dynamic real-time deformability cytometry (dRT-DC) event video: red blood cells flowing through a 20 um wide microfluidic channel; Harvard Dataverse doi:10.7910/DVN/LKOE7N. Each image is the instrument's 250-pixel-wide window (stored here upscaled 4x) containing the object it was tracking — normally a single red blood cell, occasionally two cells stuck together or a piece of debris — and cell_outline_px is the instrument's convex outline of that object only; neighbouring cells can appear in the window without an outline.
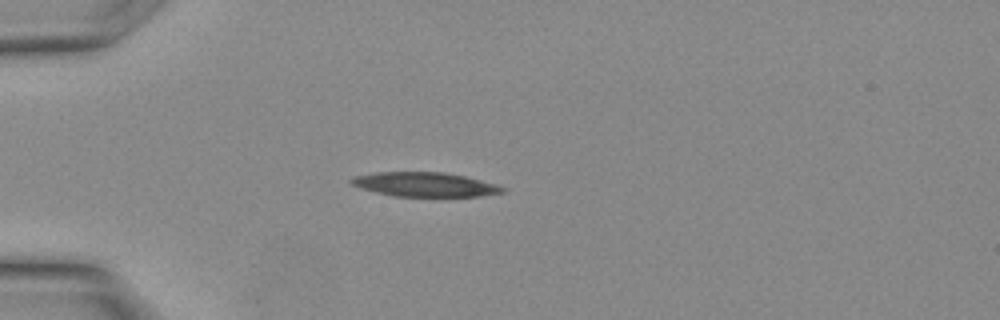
{"species": "Egyptian fruit bat (a non-hibernating species)", "species_latin": "Rousettus aegyptiacus", "temperature_condition": "warm", "stored_images_in_passage": 6, "camera_frame_rate_fps": 3000, "um_per_image_px": 0.085, "animal": {"sex": "female"}, "frame": {"image": 1, "passage_image": 1, "time_ms": 0.0, "image_size_px": [1000, 320], "cell_outline_px": [[504, 192], [480, 196], [396, 196], [376, 192], [352, 184], [348, 180], [352, 176], [376, 172], [444, 172], [464, 176], [492, 184], [504, 188]], "centroid_in_image_um": [36.04, 15.67], "position_along_channel_um": 49.0, "area_um2": 20.98}}
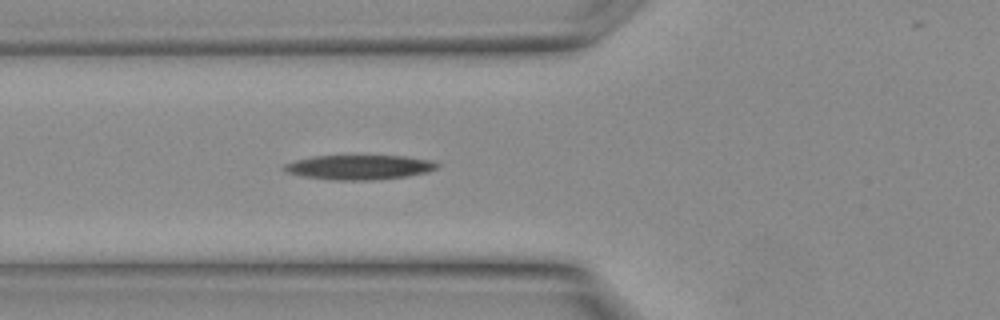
{"frame": {"image": 2, "passage_image": 4, "time_ms": 1.0, "image_size_px": [1000, 320], "cell_outline_px": [[440, 168], [428, 172], [408, 176], [372, 180], [336, 180], [300, 176], [284, 172], [280, 168], [284, 164], [296, 160], [312, 156], [404, 156], [436, 160], [440, 164]], "centroid_in_image_um": [30.56, 14.21], "position_along_channel_um": 95.2, "area_um2": 22.31}}